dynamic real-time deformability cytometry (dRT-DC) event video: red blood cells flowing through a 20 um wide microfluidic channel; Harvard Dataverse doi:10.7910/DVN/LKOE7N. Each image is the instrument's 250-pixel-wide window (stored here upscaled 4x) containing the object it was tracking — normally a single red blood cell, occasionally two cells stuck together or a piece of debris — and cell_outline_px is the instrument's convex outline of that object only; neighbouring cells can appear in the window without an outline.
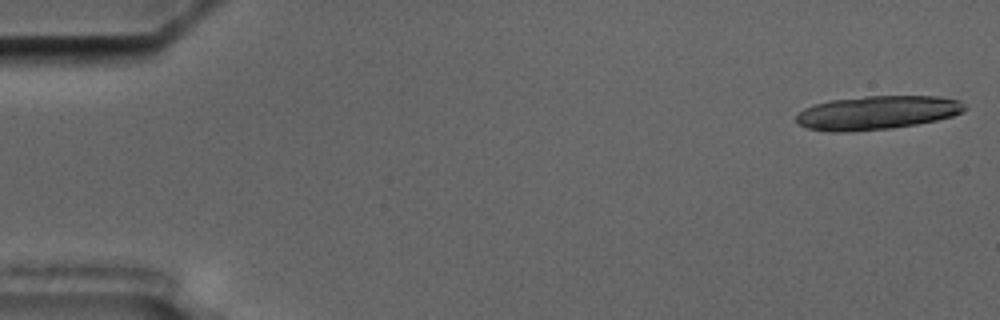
{"species": "common noctule bat (a hibernating species)", "species_latin": "Nyctalus noctula", "temperature_condition": "cold", "stored_images_in_passage": 19, "camera_frame_rate_fps": 3000, "um_per_image_px": 0.085, "animal": {"sex": "male", "body_mass_g": 17.5, "forearm_length_mm": 52.3}, "frame": {"image": 1, "passage_image": 1, "time_ms": 0.0, "image_size_px": [1000, 320], "cell_outline_px": [[968, 108], [952, 116], [936, 120], [916, 124], [892, 128], [848, 132], [828, 132], [808, 128], [796, 124], [796, 116], [804, 108], [816, 104], [832, 100], [864, 96], [940, 96], [960, 100]], "centroid_in_image_um": [74.54, 9.58], "position_along_channel_um": 10.5, "area_um2": 33.18}}